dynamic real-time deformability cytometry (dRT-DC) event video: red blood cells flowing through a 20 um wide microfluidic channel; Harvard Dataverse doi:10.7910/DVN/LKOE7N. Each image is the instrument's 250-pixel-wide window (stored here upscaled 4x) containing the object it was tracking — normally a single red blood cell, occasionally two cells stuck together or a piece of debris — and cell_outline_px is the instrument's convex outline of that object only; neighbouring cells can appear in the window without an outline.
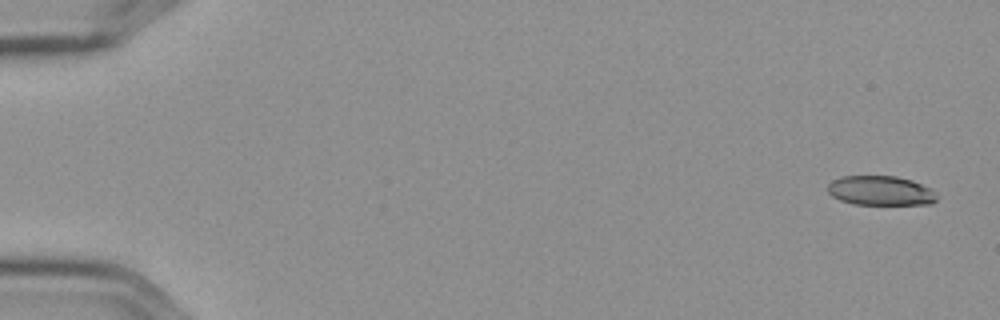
{"species": "Egyptian fruit bat (a non-hibernating species)", "species_latin": "Rousettus aegyptiacus", "temperature_condition": "cold", "stored_images_in_passage": 4, "camera_frame_rate_fps": 3000, "um_per_image_px": 0.085, "frame": {"image": 1, "passage_image": 1, "time_ms": 0.0, "image_size_px": [1000, 320], "cell_outline_px": [[936, 200], [932, 204], [852, 204], [840, 200], [832, 196], [828, 192], [828, 184], [832, 180], [840, 176], [896, 176], [912, 180], [932, 188], [936, 192]], "centroid_in_image_um": [74.85, 16.2], "position_along_channel_um": 10.1, "area_um2": 18.9}}